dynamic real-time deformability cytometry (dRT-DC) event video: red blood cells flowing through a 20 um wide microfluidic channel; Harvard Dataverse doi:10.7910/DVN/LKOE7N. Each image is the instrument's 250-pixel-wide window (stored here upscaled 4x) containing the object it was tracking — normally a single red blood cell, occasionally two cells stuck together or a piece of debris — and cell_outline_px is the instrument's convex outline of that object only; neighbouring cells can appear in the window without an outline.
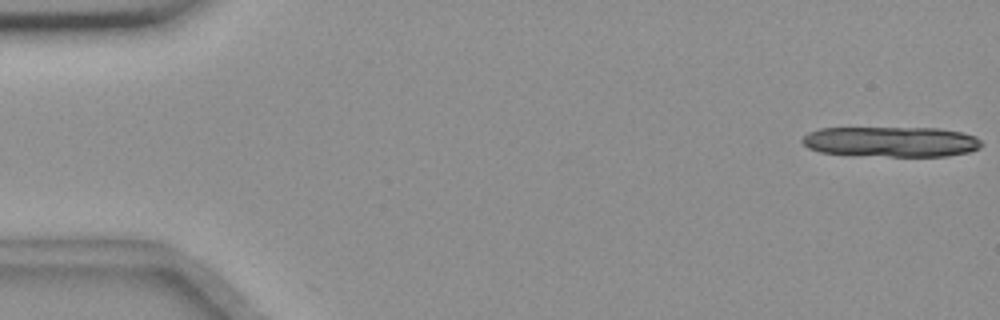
{"species": "common noctule bat (a hibernating species)", "species_latin": "Nyctalus noctula", "temperature_condition": "room temperature", "stored_images_in_passage": 13, "camera_frame_rate_fps": 3000, "um_per_image_px": 0.085, "animal": {"sex": "female", "body_mass_g": 18.4}, "frame": {"image": 1, "passage_image": 1, "time_ms": 0.0, "image_size_px": [1000, 320], "cell_outline_px": [[984, 144], [980, 148], [968, 152], [948, 156], [852, 156], [820, 152], [808, 148], [800, 140], [808, 132], [820, 128], [940, 128], [960, 132], [976, 136]], "centroid_in_image_um": [75.72, 12.06], "position_along_channel_um": 9.3, "area_um2": 32.14}}